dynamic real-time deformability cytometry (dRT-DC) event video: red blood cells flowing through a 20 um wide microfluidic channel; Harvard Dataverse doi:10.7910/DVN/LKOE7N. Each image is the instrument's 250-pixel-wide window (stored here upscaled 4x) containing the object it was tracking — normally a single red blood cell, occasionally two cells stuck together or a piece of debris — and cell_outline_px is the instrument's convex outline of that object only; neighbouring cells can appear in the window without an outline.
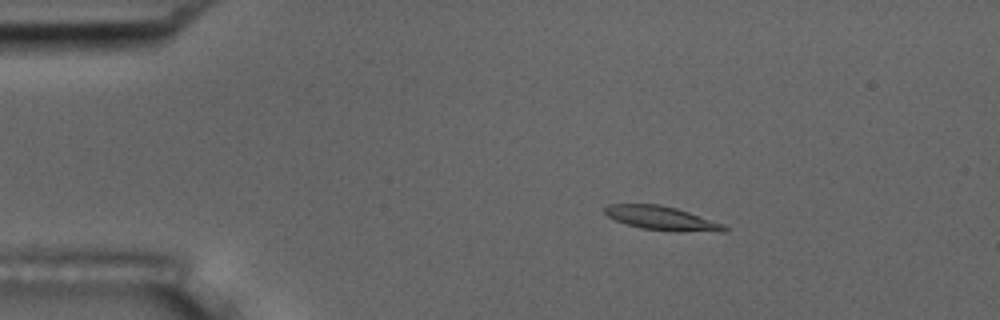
{"species": "common noctule bat (a hibernating species)", "species_latin": "Nyctalus noctula", "temperature_condition": "room temperature", "stored_images_in_passage": 55, "camera_frame_rate_fps": 3000, "um_per_image_px": 0.085, "animal": {"sex": "male", "body_mass_g": 17.5, "forearm_length_mm": 52.3}, "frame": {"image": 1, "passage_image": 10, "time_ms": 3.0, "image_size_px": [1000, 320], "cell_outline_px": [[728, 228], [724, 232], [680, 232], [640, 228], [616, 220], [608, 216], [604, 212], [604, 208], [608, 204], [660, 204], [676, 208], [724, 224]], "centroid_in_image_um": [56.28, 18.56], "position_along_channel_um": 28.7, "area_um2": 16.65}}
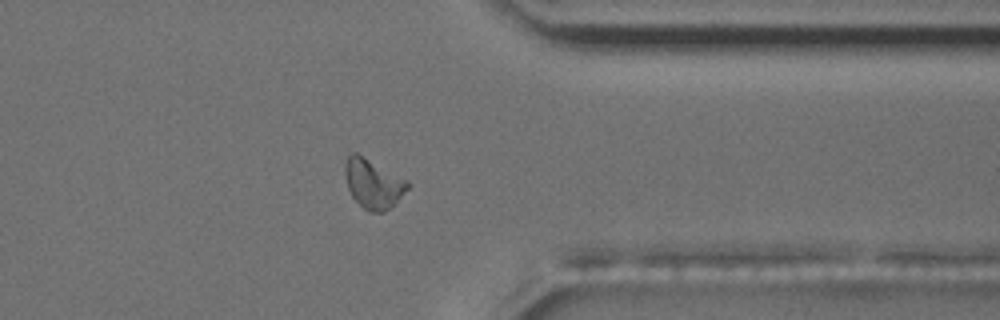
{"frame": {"image": 2, "passage_image": 44, "time_ms": 14.333, "image_size_px": [1000, 320], "cell_outline_px": [[412, 184], [384, 212], [368, 212], [352, 196], [348, 188], [344, 172], [344, 164], [348, 156], [352, 152], [356, 152], [408, 180]], "centroid_in_image_um": [31.7, 15.58], "position_along_channel_um": 379.7, "area_um2": 17.8}}
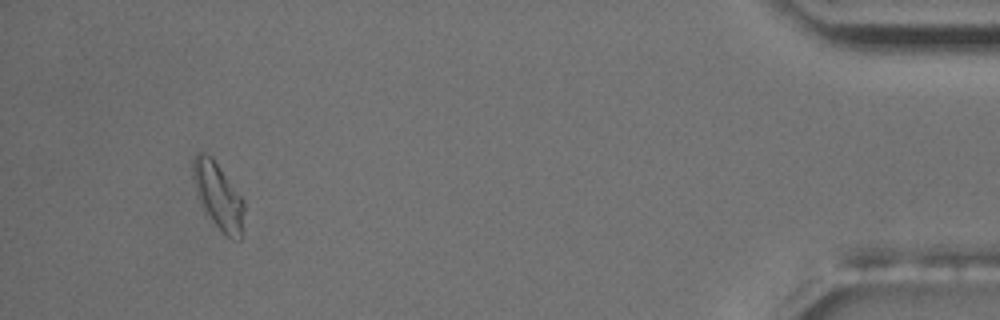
{"frame": {"image": 3, "passage_image": 52, "time_ms": 17.0, "image_size_px": [1000, 320], "cell_outline_px": [[244, 236], [240, 240], [232, 240], [204, 212], [196, 196], [192, 172], [192, 160], [196, 152], [204, 152], [212, 156], [244, 200]], "centroid_in_image_um": [18.55, 16.65], "position_along_channel_um": 416.6, "area_um2": 20.23}}